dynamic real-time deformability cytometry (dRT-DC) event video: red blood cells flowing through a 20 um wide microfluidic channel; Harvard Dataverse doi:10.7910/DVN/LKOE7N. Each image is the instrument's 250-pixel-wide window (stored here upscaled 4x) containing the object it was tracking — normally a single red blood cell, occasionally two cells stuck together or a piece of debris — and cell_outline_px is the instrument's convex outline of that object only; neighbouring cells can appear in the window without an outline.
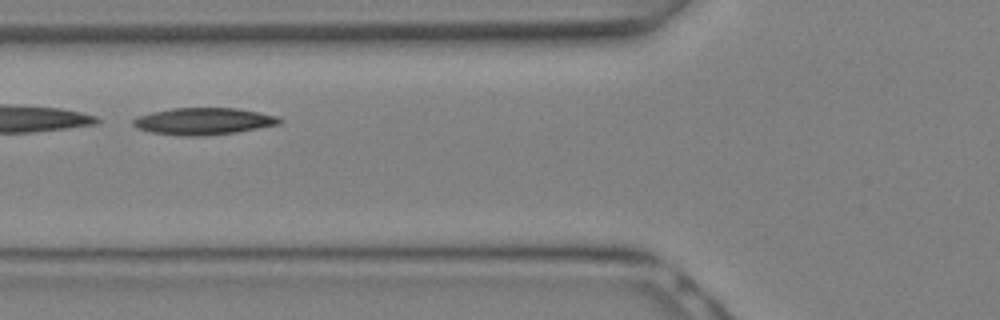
{"species": "Egyptian fruit bat (a non-hibernating species)", "species_latin": "Rousettus aegyptiacus", "temperature_condition": "warm", "stored_images_in_passage": 10, "camera_frame_rate_fps": 3000, "um_per_image_px": 0.085, "animal": {"sex": "female"}, "frame": {"image": 1, "passage_image": 7, "time_ms": 2.0, "image_size_px": [1000, 320], "cell_outline_px": [[280, 124], [236, 132], [200, 136], [180, 136], [152, 132], [140, 128], [132, 124], [132, 120], [140, 116], [152, 112], [172, 108], [236, 108], [280, 116]], "centroid_in_image_um": [17.32, 10.3], "position_along_channel_um": 108.5, "area_um2": 22.72}}
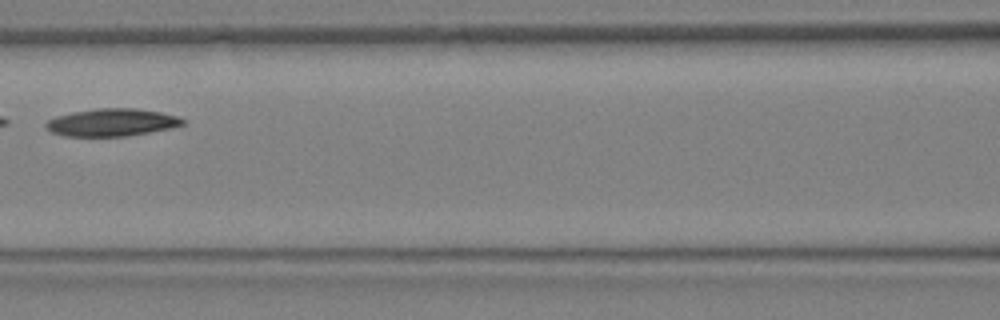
{"frame": {"image": 2, "passage_image": 9, "time_ms": 2.667, "image_size_px": [1000, 320], "cell_outline_px": [[184, 124], [172, 128], [128, 136], [64, 136], [52, 132], [44, 124], [48, 120], [56, 116], [72, 112], [96, 108], [136, 108], [160, 112], [176, 116], [184, 120]], "centroid_in_image_um": [9.5, 10.4], "position_along_channel_um": 157.1, "area_um2": 21.91}}